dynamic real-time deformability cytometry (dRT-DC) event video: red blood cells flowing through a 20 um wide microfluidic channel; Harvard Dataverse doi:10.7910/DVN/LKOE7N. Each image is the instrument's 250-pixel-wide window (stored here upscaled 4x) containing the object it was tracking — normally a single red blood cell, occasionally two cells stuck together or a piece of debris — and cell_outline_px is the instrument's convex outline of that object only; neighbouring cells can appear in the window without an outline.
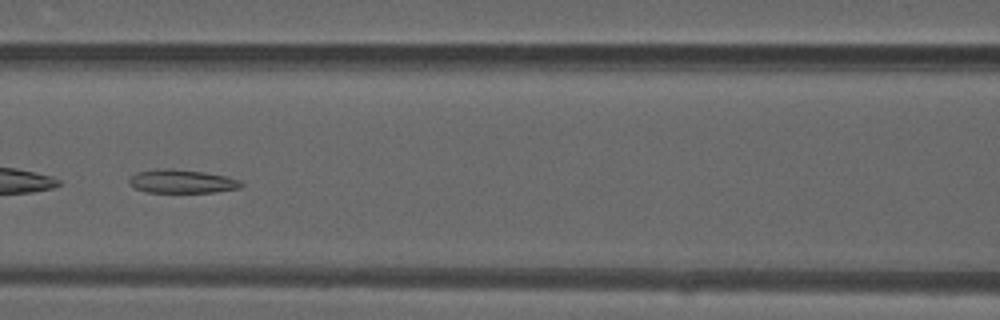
{"species": "common noctule bat (a hibernating species)", "species_latin": "Nyctalus noctula", "temperature_condition": "warm", "stored_images_in_passage": 47, "camera_frame_rate_fps": 3000, "um_per_image_px": 0.085, "animal": {"sex": "male", "forearm_length_mm": 52.5}, "frame": {"image": 1, "passage_image": 21, "time_ms": 6.667, "image_size_px": [1000, 320], "cell_outline_px": [[244, 184], [240, 188], [216, 192], [148, 192], [136, 188], [128, 184], [128, 180], [136, 172], [156, 168], [172, 168], [204, 172], [228, 176], [240, 180]], "centroid_in_image_um": [15.47, 15.4], "position_along_channel_um": 151.1, "area_um2": 15.55}}
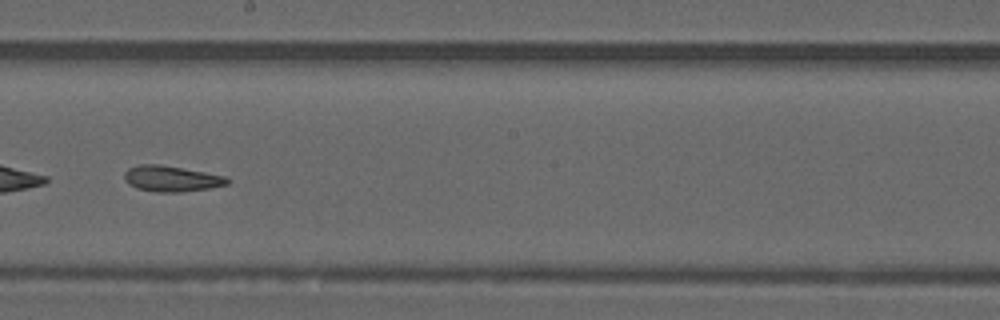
{"frame": {"image": 2, "passage_image": 27, "time_ms": 8.667, "image_size_px": [1000, 320], "cell_outline_px": [[228, 184], [208, 188], [180, 192], [156, 192], [136, 188], [128, 184], [124, 180], [124, 172], [128, 168], [140, 164], [160, 164], [204, 172], [224, 176], [228, 180]], "centroid_in_image_um": [14.5, 15.18], "position_along_channel_um": 233.7, "area_um2": 15.37}, "authors_computed_cell_mechanics": {"area_um2": 16.6464, "velocity_mm_per_s": 4.1409, "shape_relaxation_time_tau1_ms": null, "shape_relaxation_time_tau2_ms": 3.3245, "deformation_change_tau1": null, "deformation_change_tau2": 0.1091}}